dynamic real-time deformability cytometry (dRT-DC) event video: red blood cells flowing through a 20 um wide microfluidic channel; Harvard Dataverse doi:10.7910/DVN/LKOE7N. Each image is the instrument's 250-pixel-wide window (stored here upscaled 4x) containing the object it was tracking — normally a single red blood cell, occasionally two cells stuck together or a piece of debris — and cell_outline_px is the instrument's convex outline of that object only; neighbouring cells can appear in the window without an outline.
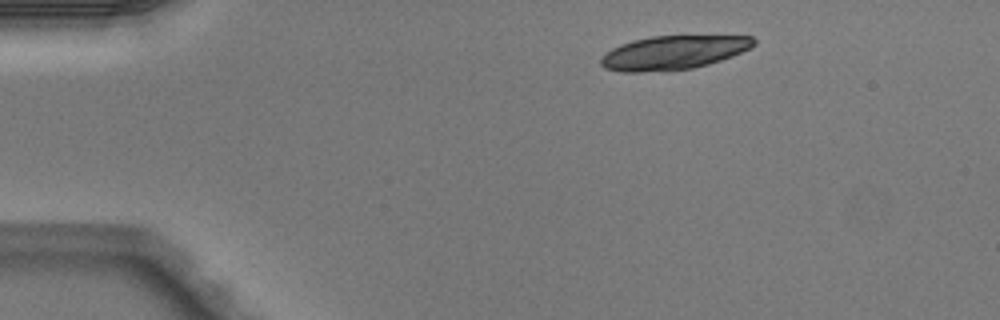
{"species": "Egyptian fruit bat (a non-hibernating species)", "species_latin": "Rousettus aegyptiacus", "temperature_condition": "warm", "stored_images_in_passage": 5, "camera_frame_rate_fps": 3000, "um_per_image_px": 0.085, "animal": {"sex": "male"}, "frame": {"image": 1, "passage_image": 5, "time_ms": 1.333, "image_size_px": [1000, 320], "cell_outline_px": [[756, 44], [732, 56], [708, 64], [692, 68], [668, 72], [620, 72], [604, 68], [600, 64], [600, 56], [612, 48], [620, 44], [632, 40], [652, 36], [752, 36], [756, 40]], "centroid_in_image_um": [57.17, 4.48], "position_along_channel_um": 27.8, "area_um2": 30.4}}